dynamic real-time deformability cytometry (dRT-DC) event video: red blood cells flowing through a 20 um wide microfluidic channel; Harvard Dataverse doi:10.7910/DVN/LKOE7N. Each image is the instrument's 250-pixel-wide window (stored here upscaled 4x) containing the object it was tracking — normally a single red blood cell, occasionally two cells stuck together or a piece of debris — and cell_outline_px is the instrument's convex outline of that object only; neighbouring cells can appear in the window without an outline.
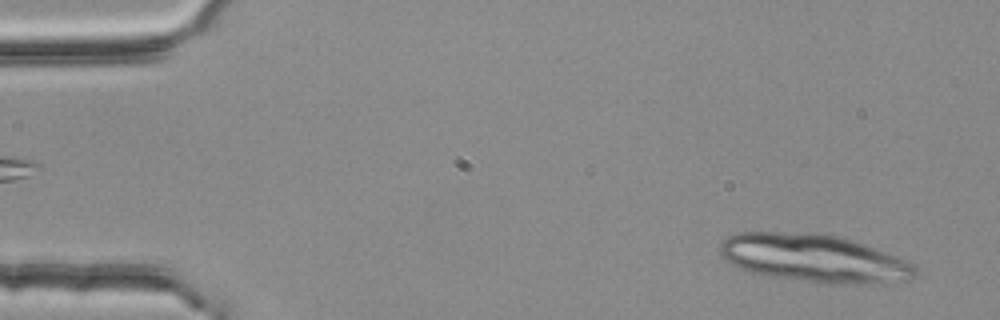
{"species": "common noctule bat (a hibernating species)", "species_latin": "Nyctalus noctula", "temperature_condition": "room temperature", "stored_images_in_passage": 4, "segment_of_instrument_passage": [2, 2], "camera_frame_rate_fps": 3000, "um_per_image_px": 0.085, "animal": {"sex": "female", "body_mass_g": 25.1}, "frame": {"image": 1, "passage_image": 4, "time_ms": 1.0, "image_size_px": [1000, 320], "cell_outline_px": [[916, 276], [912, 280], [832, 284], [824, 284], [772, 276], [752, 272], [740, 268], [732, 264], [720, 252], [720, 244], [728, 236], [736, 232], [820, 232], [840, 236], [864, 244], [916, 264]], "centroid_in_image_um": [69.19, 21.93], "position_along_channel_um": 15.8, "area_um2": 54.33}}